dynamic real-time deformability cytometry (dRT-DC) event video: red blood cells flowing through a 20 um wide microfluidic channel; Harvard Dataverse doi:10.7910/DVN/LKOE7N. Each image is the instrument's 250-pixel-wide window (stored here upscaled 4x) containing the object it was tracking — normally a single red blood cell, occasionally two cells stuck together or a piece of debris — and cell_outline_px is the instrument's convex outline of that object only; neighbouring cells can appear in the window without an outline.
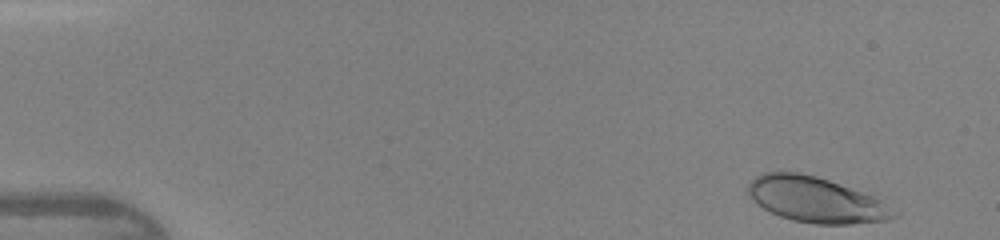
{"species": "human", "species_latin": "Homo sapiens", "temperature_condition": "warm", "stored_images_in_passage": 29, "camera_frame_rate_fps": 3000, "um_per_image_px": 0.085, "donor": {"sex": "female"}, "frame": {"image": 1, "passage_image": 1, "time_ms": 0.0, "image_size_px": [1000, 240], "cell_outline_px": [[900, 216], [888, 220], [852, 224], [816, 224], [792, 220], [780, 216], [756, 204], [748, 196], [748, 184], [756, 176], [764, 172], [800, 172], [816, 176], [828, 180], [872, 196], [880, 200], [900, 212]], "centroid_in_image_um": [69.36, 16.99], "position_along_channel_um": 15.6, "area_um2": 38.55}}
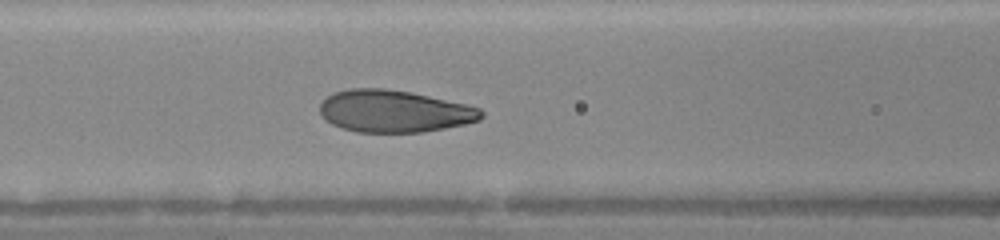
{"frame": {"image": 2, "passage_image": 18, "time_ms": 5.667, "image_size_px": [1000, 240], "cell_outline_px": [[484, 116], [480, 120], [464, 124], [424, 132], [356, 132], [332, 124], [320, 116], [320, 104], [332, 92], [348, 88], [384, 88], [408, 92], [428, 96], [464, 104], [480, 108], [484, 112]], "centroid_in_image_um": [33.48, 9.45], "position_along_channel_um": 133.1, "area_um2": 39.54}}
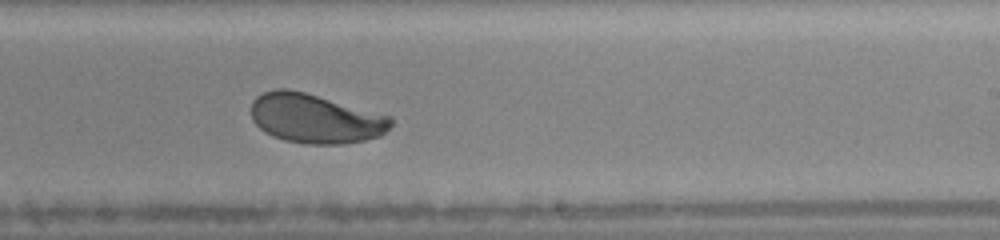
{"frame": {"image": 3, "passage_image": 27, "time_ms": 8.667, "image_size_px": [1000, 240], "cell_outline_px": [[392, 124], [380, 136], [364, 140], [344, 144], [304, 144], [284, 140], [272, 136], [264, 132], [252, 120], [252, 100], [256, 96], [264, 92], [276, 88], [288, 88], [304, 92], [392, 116]], "centroid_in_image_um": [26.78, 10.07], "position_along_channel_um": 262.2, "area_um2": 40.29}}